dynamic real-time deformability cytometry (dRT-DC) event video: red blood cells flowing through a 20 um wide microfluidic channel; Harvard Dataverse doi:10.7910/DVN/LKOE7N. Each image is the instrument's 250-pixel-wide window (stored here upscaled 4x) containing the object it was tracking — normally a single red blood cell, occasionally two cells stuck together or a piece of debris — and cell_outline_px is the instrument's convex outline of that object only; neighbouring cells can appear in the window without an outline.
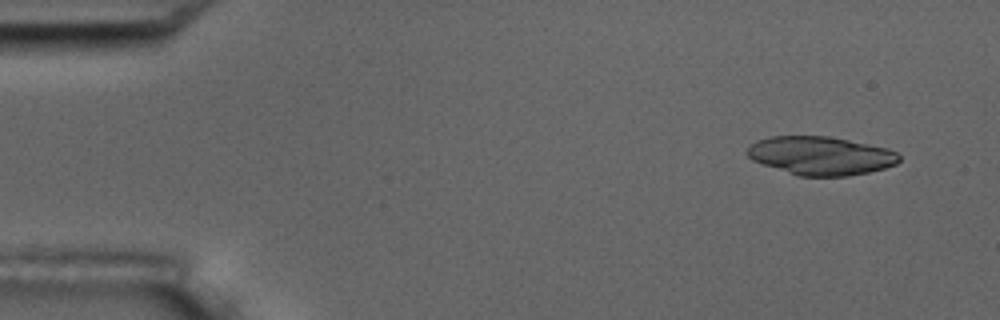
{"species": "common noctule bat (a hibernating species)", "species_latin": "Nyctalus noctula", "temperature_condition": "room temperature", "stored_images_in_passage": 6, "camera_frame_rate_fps": 3000, "um_per_image_px": 0.085, "animal": {"sex": "male", "body_mass_g": 17.5, "forearm_length_mm": 52.3}, "frame": {"image": 1, "passage_image": 2, "time_ms": 1.0, "image_size_px": [1000, 320], "cell_outline_px": [[900, 160], [896, 164], [884, 168], [868, 172], [848, 176], [800, 176], [752, 160], [744, 152], [756, 140], [768, 136], [828, 136], [888, 148], [896, 152], [900, 156]], "centroid_in_image_um": [69.76, 13.23], "position_along_channel_um": 15.2, "area_um2": 33.93}}